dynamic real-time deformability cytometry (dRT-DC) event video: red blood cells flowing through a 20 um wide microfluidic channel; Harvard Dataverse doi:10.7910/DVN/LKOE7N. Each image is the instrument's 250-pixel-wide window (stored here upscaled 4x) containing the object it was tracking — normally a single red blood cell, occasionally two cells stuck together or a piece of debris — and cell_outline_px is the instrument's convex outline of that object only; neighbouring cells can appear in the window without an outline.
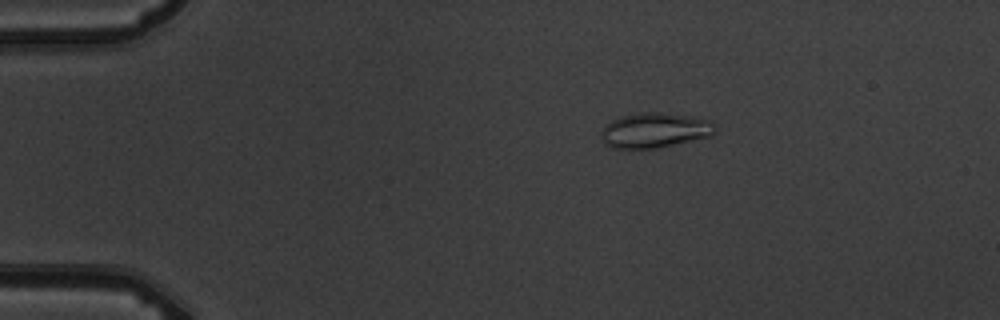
{"species": "common noctule bat (a hibernating species)", "species_latin": "Nyctalus noctula", "temperature_condition": "warm", "stored_images_in_passage": 5, "camera_frame_rate_fps": 3000, "um_per_image_px": 0.085, "animal": {"sex": "male", "body_mass_g": 19.5, "forearm_length_mm": 54.6}, "frame": {"image": 1, "passage_image": 3, "time_ms": 3.0, "image_size_px": [1000, 320], "cell_outline_px": [[716, 128], [712, 136], [656, 148], [612, 148], [604, 144], [600, 136], [604, 124], [612, 120], [624, 116], [640, 112], [660, 112], [700, 116], [716, 124]], "centroid_in_image_um": [55.67, 11.06], "position_along_channel_um": 29.3, "area_um2": 23.58}}